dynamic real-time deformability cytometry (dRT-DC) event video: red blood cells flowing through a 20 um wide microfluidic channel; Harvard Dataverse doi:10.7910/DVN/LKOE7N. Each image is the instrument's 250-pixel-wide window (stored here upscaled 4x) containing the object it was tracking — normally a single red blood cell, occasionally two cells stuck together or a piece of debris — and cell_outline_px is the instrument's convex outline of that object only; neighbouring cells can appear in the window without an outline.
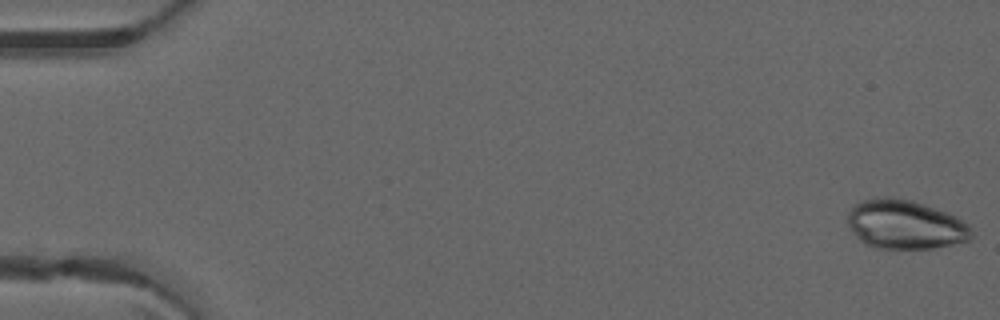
{"species": "common noctule bat (a hibernating species)", "species_latin": "Nyctalus noctula", "temperature_condition": "warm", "stored_images_in_passage": 17, "camera_frame_rate_fps": 3000, "um_per_image_px": 0.085, "animal": {"sex": "male", "forearm_length_mm": 52.5}, "frame": {"image": 1, "passage_image": 1, "time_ms": 0.0, "image_size_px": [1000, 320], "cell_outline_px": [[972, 236], [968, 240], [952, 244], [932, 248], [876, 248], [864, 244], [856, 236], [848, 224], [848, 212], [856, 204], [864, 200], [876, 196], [888, 196], [912, 200], [948, 212], [956, 216], [968, 224], [972, 232]], "centroid_in_image_um": [76.93, 19.07], "position_along_channel_um": 8.1, "area_um2": 35.43}}